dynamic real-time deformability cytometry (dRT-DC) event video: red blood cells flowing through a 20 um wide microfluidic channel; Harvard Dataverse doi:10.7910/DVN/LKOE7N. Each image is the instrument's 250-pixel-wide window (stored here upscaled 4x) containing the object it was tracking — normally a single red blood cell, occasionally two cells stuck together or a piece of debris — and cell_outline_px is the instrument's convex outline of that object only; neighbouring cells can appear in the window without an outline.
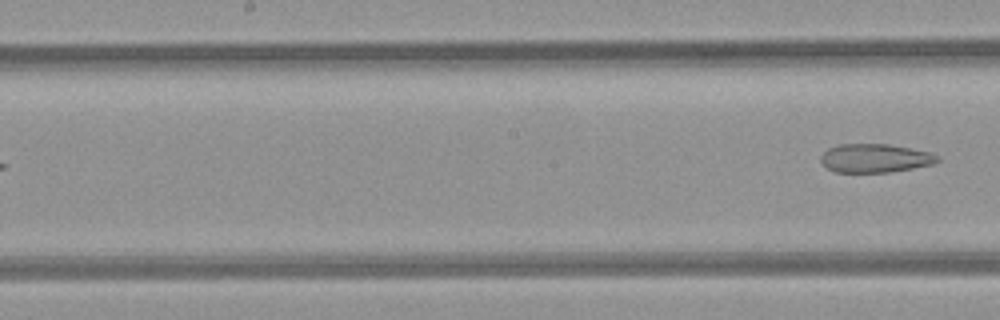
{"species": "common noctule bat (a hibernating species)", "species_latin": "Nyctalus noctula", "temperature_condition": "room temperature", "stored_images_in_passage": 6, "segment_of_instrument_passage": [2, 2], "camera_frame_rate_fps": 3000, "um_per_image_px": 0.085, "animal": {"sex": "female", "body_mass_g": 21.9}, "frame": {"image": 1, "passage_image": 6, "time_ms": 5.667, "image_size_px": [1000, 320], "cell_outline_px": [[940, 160], [932, 164], [912, 168], [888, 172], [836, 172], [828, 168], [820, 160], [820, 156], [828, 148], [840, 144], [888, 144], [932, 152]], "centroid_in_image_um": [74.37, 13.44], "position_along_channel_um": 173.8, "area_um2": 19.31}}